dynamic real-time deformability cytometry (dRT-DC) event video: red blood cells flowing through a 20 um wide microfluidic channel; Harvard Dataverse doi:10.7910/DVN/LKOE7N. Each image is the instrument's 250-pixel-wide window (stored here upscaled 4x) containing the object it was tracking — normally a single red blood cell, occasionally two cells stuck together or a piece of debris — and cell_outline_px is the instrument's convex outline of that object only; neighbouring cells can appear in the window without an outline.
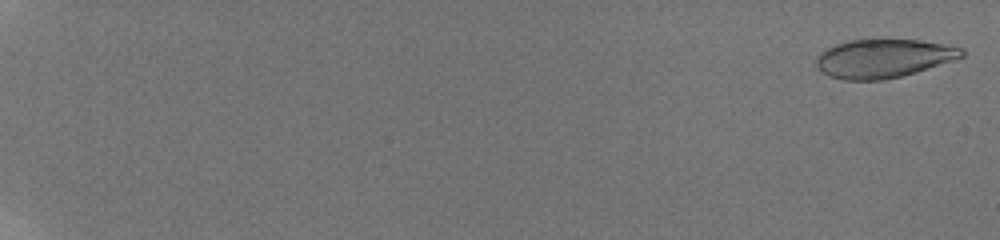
{"species": "human", "species_latin": "Homo sapiens", "temperature_condition": "room temperature", "stored_images_in_passage": 58, "camera_frame_rate_fps": 3000, "um_per_image_px": 0.085, "donor": {"sex": "male"}, "frame": {"image": 1, "passage_image": 2, "time_ms": 0.333, "image_size_px": [1000, 240], "cell_outline_px": [[964, 56], [956, 60], [916, 72], [884, 80], [844, 80], [828, 76], [820, 72], [816, 68], [816, 56], [824, 48], [836, 44], [852, 40], [920, 40], [944, 44], [964, 48]], "centroid_in_image_um": [75.07, 4.97], "position_along_channel_um": 9.9, "area_um2": 33.0}}
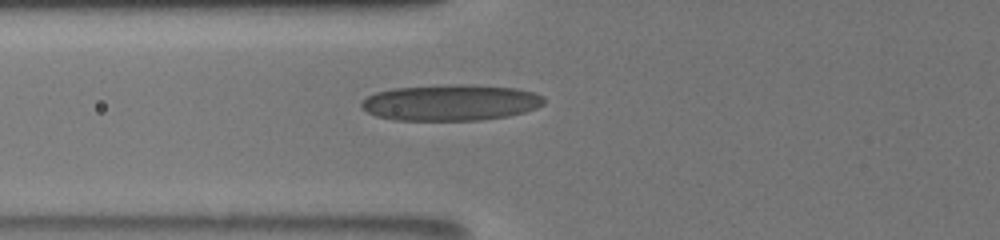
{"frame": {"image": 2, "passage_image": 27, "time_ms": 8.667, "image_size_px": [1000, 240], "cell_outline_px": [[544, 104], [536, 108], [524, 112], [508, 116], [480, 120], [392, 120], [376, 116], [360, 108], [360, 104], [368, 96], [376, 92], [392, 88], [448, 84], [468, 84], [516, 88], [532, 92], [544, 96]], "centroid_in_image_um": [38.29, 8.71], "position_along_channel_um": 87.5, "area_um2": 38.67}}
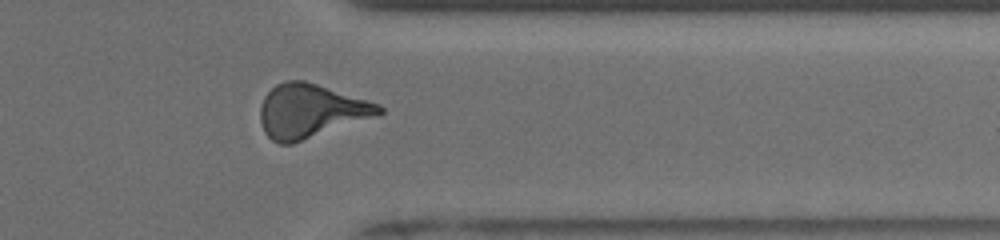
{"frame": {"image": 3, "passage_image": 50, "time_ms": 16.333, "image_size_px": [1000, 240], "cell_outline_px": [[384, 112], [380, 116], [292, 144], [280, 144], [272, 140], [264, 132], [260, 120], [260, 108], [264, 96], [276, 84], [284, 80], [304, 80], [380, 104], [384, 108]], "centroid_in_image_um": [26.43, 9.45], "position_along_channel_um": 385.0, "area_um2": 37.51}, "authors_computed_cell_mechanics": {"area_um2": 34.7667, "velocity_mm_per_s": 3.8967, "shape_relaxation_time_tau1_ms": null, "shape_relaxation_time_tau2_ms": 1.4173, "deformation_change_tau1": null, "deformation_change_tau2": 0.0978}}